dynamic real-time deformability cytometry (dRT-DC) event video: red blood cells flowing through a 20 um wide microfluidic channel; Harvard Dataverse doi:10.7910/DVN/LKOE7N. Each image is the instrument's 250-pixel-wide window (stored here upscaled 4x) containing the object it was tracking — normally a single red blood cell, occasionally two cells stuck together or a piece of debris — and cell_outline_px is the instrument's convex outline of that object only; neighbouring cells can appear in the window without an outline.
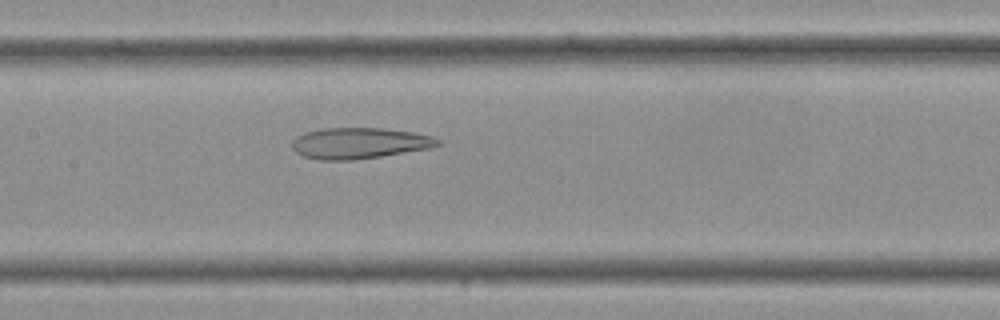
{"species": "Egyptian fruit bat (a non-hibernating species)", "species_latin": "Rousettus aegyptiacus", "temperature_condition": "cold", "stored_images_in_passage": 28, "camera_frame_rate_fps": 3000, "um_per_image_px": 0.085, "frame": {"image": 1, "passage_image": 9, "time_ms": 2.667, "image_size_px": [1000, 320], "cell_outline_px": [[444, 144], [436, 148], [356, 160], [320, 160], [304, 156], [296, 152], [292, 148], [292, 140], [296, 136], [304, 132], [324, 128], [384, 128], [412, 132], [432, 136], [440, 140]], "centroid_in_image_um": [30.61, 12.17], "position_along_channel_um": 176.8, "area_um2": 26.82}}
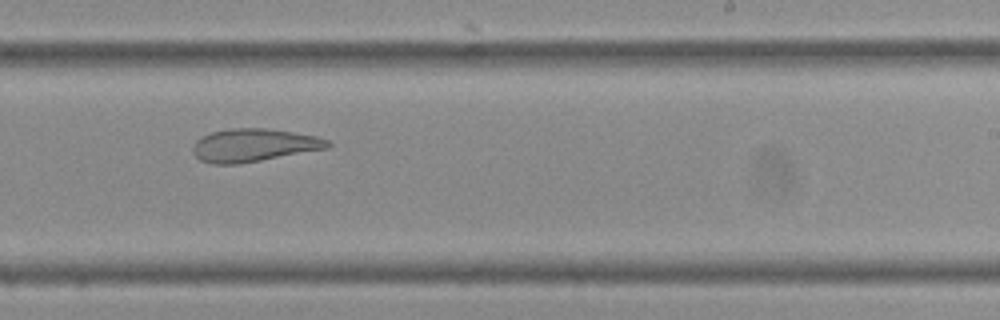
{"frame": {"image": 2, "passage_image": 14, "time_ms": 4.333, "image_size_px": [1000, 320], "cell_outline_px": [[332, 144], [328, 148], [240, 164], [212, 164], [200, 160], [192, 152], [192, 144], [196, 140], [212, 132], [228, 128], [268, 128], [316, 136], [328, 140]], "centroid_in_image_um": [21.55, 12.34], "position_along_channel_um": 267.5, "area_um2": 25.95}}
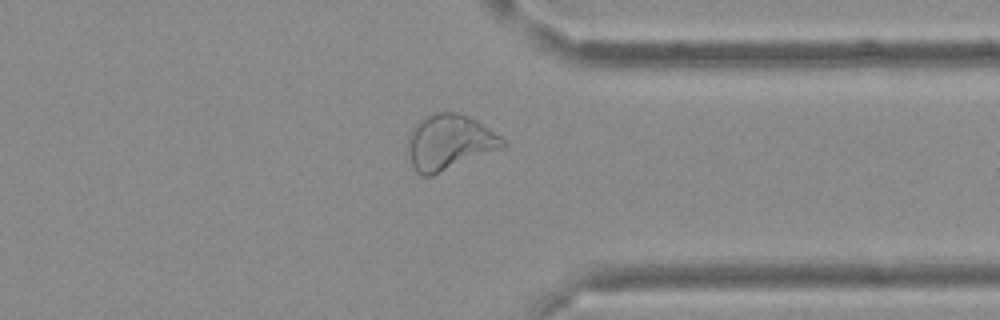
{"frame": {"image": 3, "passage_image": 20, "time_ms": 6.333, "image_size_px": [1000, 320], "cell_outline_px": [[508, 144], [504, 148], [432, 176], [420, 176], [416, 172], [412, 164], [408, 152], [408, 136], [412, 128], [424, 116], [432, 112], [456, 112], [476, 120], [500, 136]], "centroid_in_image_um": [38.19, 12.1], "position_along_channel_um": 373.2, "area_um2": 30.75}}